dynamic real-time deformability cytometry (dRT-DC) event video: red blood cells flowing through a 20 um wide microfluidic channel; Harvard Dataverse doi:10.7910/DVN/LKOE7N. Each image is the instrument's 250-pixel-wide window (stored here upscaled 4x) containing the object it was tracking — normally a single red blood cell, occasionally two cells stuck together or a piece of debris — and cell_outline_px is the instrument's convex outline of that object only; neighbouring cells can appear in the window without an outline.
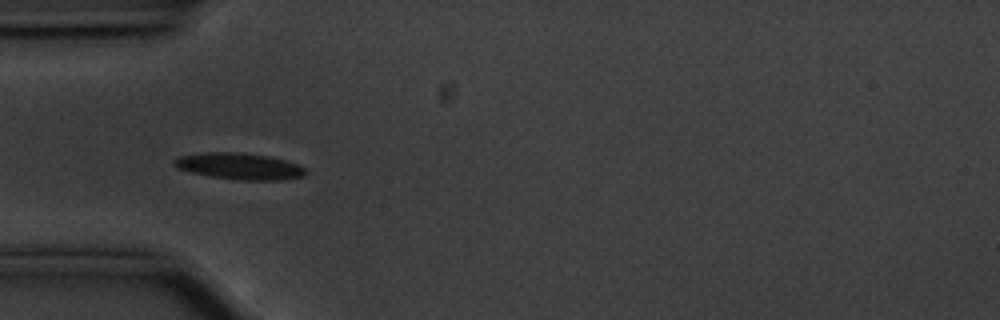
{"species": "common noctule bat (a hibernating species)", "species_latin": "Nyctalus noctula", "temperature_condition": "cold", "stored_images_in_passage": 55, "camera_frame_rate_fps": 3000, "um_per_image_px": 0.085, "animal": {"sex": "male", "body_mass_g": 20.1, "forearm_length_mm": 53.5}, "frame": {"image": 1, "passage_image": 16, "time_ms": 5.0, "image_size_px": [1000, 320], "cell_outline_px": [[308, 172], [304, 176], [280, 180], [244, 180], [212, 176], [192, 172], [176, 168], [172, 164], [172, 160], [176, 156], [204, 152], [240, 152], [268, 156], [284, 160], [296, 164], [304, 168]], "centroid_in_image_um": [20.3, 14.11], "position_along_channel_um": 64.7, "area_um2": 20.23}}
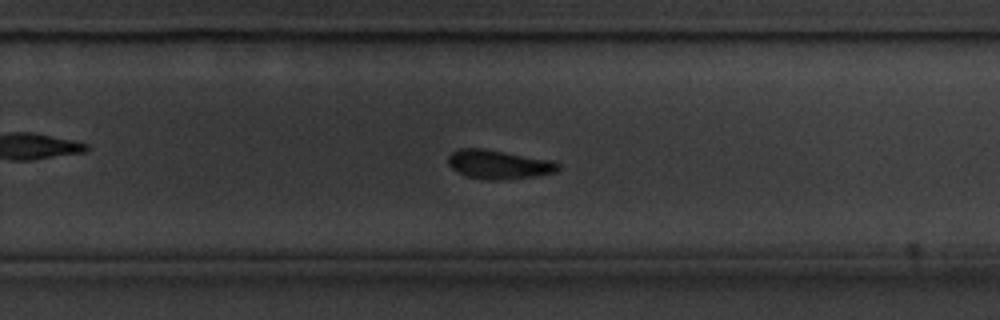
{"frame": {"image": 2, "passage_image": 35, "time_ms": 11.333, "image_size_px": [1000, 320], "cell_outline_px": [[560, 168], [556, 172], [508, 180], [488, 180], [468, 176], [452, 168], [448, 164], [448, 156], [452, 152], [460, 148], [480, 148], [552, 160], [560, 164]], "centroid_in_image_um": [42.4, 13.98], "position_along_channel_um": 287.4, "area_um2": 18.38}}
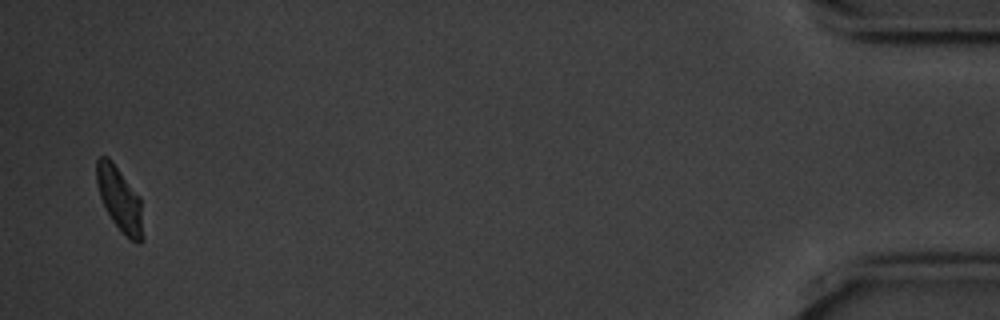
{"frame": {"image": 3, "passage_image": 54, "time_ms": 17.667, "image_size_px": [1000, 320], "cell_outline_px": [[144, 236], [140, 244], [136, 244], [112, 220], [100, 196], [96, 184], [96, 160], [100, 156], [108, 156], [112, 160], [140, 196]], "centroid_in_image_um": [10.19, 16.89], "position_along_channel_um": 425.0, "area_um2": 17.34}, "authors_computed_cell_mechanics": {"area_um2": 19.0162, "velocity_mm_per_s": 3.5219, "shape_relaxation_time_tau1_ms": 2.3048, "shape_relaxation_time_tau2_ms": null, "deformation_change_tau1": 0.1002, "deformation_change_tau2": null}}